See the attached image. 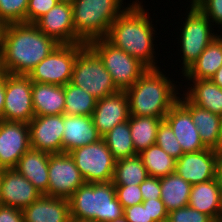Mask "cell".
Wrapping results in <instances>:
<instances>
[{"label":"cell","instance_id":"33","mask_svg":"<svg viewBox=\"0 0 222 222\" xmlns=\"http://www.w3.org/2000/svg\"><path fill=\"white\" fill-rule=\"evenodd\" d=\"M65 110L67 115L92 116L97 99L91 94L73 85L71 82L64 85Z\"/></svg>","mask_w":222,"mask_h":222},{"label":"cell","instance_id":"20","mask_svg":"<svg viewBox=\"0 0 222 222\" xmlns=\"http://www.w3.org/2000/svg\"><path fill=\"white\" fill-rule=\"evenodd\" d=\"M178 100L190 111L193 123L198 129L200 139L206 148L222 150L221 116L192 104L184 95Z\"/></svg>","mask_w":222,"mask_h":222},{"label":"cell","instance_id":"18","mask_svg":"<svg viewBox=\"0 0 222 222\" xmlns=\"http://www.w3.org/2000/svg\"><path fill=\"white\" fill-rule=\"evenodd\" d=\"M129 116V100L125 91L97 100L92 114L94 126L102 137L117 124L128 121Z\"/></svg>","mask_w":222,"mask_h":222},{"label":"cell","instance_id":"48","mask_svg":"<svg viewBox=\"0 0 222 222\" xmlns=\"http://www.w3.org/2000/svg\"><path fill=\"white\" fill-rule=\"evenodd\" d=\"M111 222H128L127 219L122 216V217H119L117 219H115L114 221H111Z\"/></svg>","mask_w":222,"mask_h":222},{"label":"cell","instance_id":"46","mask_svg":"<svg viewBox=\"0 0 222 222\" xmlns=\"http://www.w3.org/2000/svg\"><path fill=\"white\" fill-rule=\"evenodd\" d=\"M217 178L222 185V150L219 151V157L217 162Z\"/></svg>","mask_w":222,"mask_h":222},{"label":"cell","instance_id":"28","mask_svg":"<svg viewBox=\"0 0 222 222\" xmlns=\"http://www.w3.org/2000/svg\"><path fill=\"white\" fill-rule=\"evenodd\" d=\"M191 187L189 182L175 172L160 177L161 200L168 213L189 204Z\"/></svg>","mask_w":222,"mask_h":222},{"label":"cell","instance_id":"8","mask_svg":"<svg viewBox=\"0 0 222 222\" xmlns=\"http://www.w3.org/2000/svg\"><path fill=\"white\" fill-rule=\"evenodd\" d=\"M85 43L59 44L27 75L32 82L64 86L71 82L77 54Z\"/></svg>","mask_w":222,"mask_h":222},{"label":"cell","instance_id":"39","mask_svg":"<svg viewBox=\"0 0 222 222\" xmlns=\"http://www.w3.org/2000/svg\"><path fill=\"white\" fill-rule=\"evenodd\" d=\"M209 20L222 25V0H199L194 4Z\"/></svg>","mask_w":222,"mask_h":222},{"label":"cell","instance_id":"19","mask_svg":"<svg viewBox=\"0 0 222 222\" xmlns=\"http://www.w3.org/2000/svg\"><path fill=\"white\" fill-rule=\"evenodd\" d=\"M164 120L173 130L183 153L206 149L193 123L190 111L179 100L172 106Z\"/></svg>","mask_w":222,"mask_h":222},{"label":"cell","instance_id":"25","mask_svg":"<svg viewBox=\"0 0 222 222\" xmlns=\"http://www.w3.org/2000/svg\"><path fill=\"white\" fill-rule=\"evenodd\" d=\"M35 116L64 114V86L32 82Z\"/></svg>","mask_w":222,"mask_h":222},{"label":"cell","instance_id":"49","mask_svg":"<svg viewBox=\"0 0 222 222\" xmlns=\"http://www.w3.org/2000/svg\"><path fill=\"white\" fill-rule=\"evenodd\" d=\"M69 222H96L92 220H79V219H70Z\"/></svg>","mask_w":222,"mask_h":222},{"label":"cell","instance_id":"16","mask_svg":"<svg viewBox=\"0 0 222 222\" xmlns=\"http://www.w3.org/2000/svg\"><path fill=\"white\" fill-rule=\"evenodd\" d=\"M34 25L59 44L84 43L77 35L73 23L72 4L58 2Z\"/></svg>","mask_w":222,"mask_h":222},{"label":"cell","instance_id":"11","mask_svg":"<svg viewBox=\"0 0 222 222\" xmlns=\"http://www.w3.org/2000/svg\"><path fill=\"white\" fill-rule=\"evenodd\" d=\"M34 116L30 78L27 75L5 73L2 120L29 123Z\"/></svg>","mask_w":222,"mask_h":222},{"label":"cell","instance_id":"1","mask_svg":"<svg viewBox=\"0 0 222 222\" xmlns=\"http://www.w3.org/2000/svg\"><path fill=\"white\" fill-rule=\"evenodd\" d=\"M59 43L45 35L34 24H8L0 50L1 71L12 75H28Z\"/></svg>","mask_w":222,"mask_h":222},{"label":"cell","instance_id":"52","mask_svg":"<svg viewBox=\"0 0 222 222\" xmlns=\"http://www.w3.org/2000/svg\"><path fill=\"white\" fill-rule=\"evenodd\" d=\"M197 1H199V0H192V1L190 2V5H194Z\"/></svg>","mask_w":222,"mask_h":222},{"label":"cell","instance_id":"32","mask_svg":"<svg viewBox=\"0 0 222 222\" xmlns=\"http://www.w3.org/2000/svg\"><path fill=\"white\" fill-rule=\"evenodd\" d=\"M148 176L141 158L136 155L116 160L112 183L114 185H140Z\"/></svg>","mask_w":222,"mask_h":222},{"label":"cell","instance_id":"21","mask_svg":"<svg viewBox=\"0 0 222 222\" xmlns=\"http://www.w3.org/2000/svg\"><path fill=\"white\" fill-rule=\"evenodd\" d=\"M63 124L65 129L62 141L65 153L102 139L94 126L92 116L63 114Z\"/></svg>","mask_w":222,"mask_h":222},{"label":"cell","instance_id":"3","mask_svg":"<svg viewBox=\"0 0 222 222\" xmlns=\"http://www.w3.org/2000/svg\"><path fill=\"white\" fill-rule=\"evenodd\" d=\"M160 68L148 69L125 92L129 100V114L164 119L178 101V88ZM176 88V89H175Z\"/></svg>","mask_w":222,"mask_h":222},{"label":"cell","instance_id":"35","mask_svg":"<svg viewBox=\"0 0 222 222\" xmlns=\"http://www.w3.org/2000/svg\"><path fill=\"white\" fill-rule=\"evenodd\" d=\"M155 144L176 160L184 154L173 130L165 120L158 127Z\"/></svg>","mask_w":222,"mask_h":222},{"label":"cell","instance_id":"23","mask_svg":"<svg viewBox=\"0 0 222 222\" xmlns=\"http://www.w3.org/2000/svg\"><path fill=\"white\" fill-rule=\"evenodd\" d=\"M188 205L217 222L222 212V185L218 178L192 185Z\"/></svg>","mask_w":222,"mask_h":222},{"label":"cell","instance_id":"51","mask_svg":"<svg viewBox=\"0 0 222 222\" xmlns=\"http://www.w3.org/2000/svg\"><path fill=\"white\" fill-rule=\"evenodd\" d=\"M217 222H222V212H221V214H220V216H219Z\"/></svg>","mask_w":222,"mask_h":222},{"label":"cell","instance_id":"27","mask_svg":"<svg viewBox=\"0 0 222 222\" xmlns=\"http://www.w3.org/2000/svg\"><path fill=\"white\" fill-rule=\"evenodd\" d=\"M222 66V39L216 37L183 73L187 79H210Z\"/></svg>","mask_w":222,"mask_h":222},{"label":"cell","instance_id":"50","mask_svg":"<svg viewBox=\"0 0 222 222\" xmlns=\"http://www.w3.org/2000/svg\"><path fill=\"white\" fill-rule=\"evenodd\" d=\"M59 2L72 4L75 0H58Z\"/></svg>","mask_w":222,"mask_h":222},{"label":"cell","instance_id":"37","mask_svg":"<svg viewBox=\"0 0 222 222\" xmlns=\"http://www.w3.org/2000/svg\"><path fill=\"white\" fill-rule=\"evenodd\" d=\"M168 218L172 222H215L209 215L201 213L189 205L171 211Z\"/></svg>","mask_w":222,"mask_h":222},{"label":"cell","instance_id":"6","mask_svg":"<svg viewBox=\"0 0 222 222\" xmlns=\"http://www.w3.org/2000/svg\"><path fill=\"white\" fill-rule=\"evenodd\" d=\"M87 45L99 56L119 91H126L148 70L140 61L115 47L106 38L93 40Z\"/></svg>","mask_w":222,"mask_h":222},{"label":"cell","instance_id":"10","mask_svg":"<svg viewBox=\"0 0 222 222\" xmlns=\"http://www.w3.org/2000/svg\"><path fill=\"white\" fill-rule=\"evenodd\" d=\"M85 183L111 182L116 159L104 139L69 152Z\"/></svg>","mask_w":222,"mask_h":222},{"label":"cell","instance_id":"15","mask_svg":"<svg viewBox=\"0 0 222 222\" xmlns=\"http://www.w3.org/2000/svg\"><path fill=\"white\" fill-rule=\"evenodd\" d=\"M28 124L31 148L50 154L63 153V114L34 116Z\"/></svg>","mask_w":222,"mask_h":222},{"label":"cell","instance_id":"34","mask_svg":"<svg viewBox=\"0 0 222 222\" xmlns=\"http://www.w3.org/2000/svg\"><path fill=\"white\" fill-rule=\"evenodd\" d=\"M29 0H0V19L6 24L26 23Z\"/></svg>","mask_w":222,"mask_h":222},{"label":"cell","instance_id":"17","mask_svg":"<svg viewBox=\"0 0 222 222\" xmlns=\"http://www.w3.org/2000/svg\"><path fill=\"white\" fill-rule=\"evenodd\" d=\"M42 196L15 168L0 170L1 205L24 209Z\"/></svg>","mask_w":222,"mask_h":222},{"label":"cell","instance_id":"30","mask_svg":"<svg viewBox=\"0 0 222 222\" xmlns=\"http://www.w3.org/2000/svg\"><path fill=\"white\" fill-rule=\"evenodd\" d=\"M139 157L151 177H164L174 173L177 160L167 154L157 144L140 152Z\"/></svg>","mask_w":222,"mask_h":222},{"label":"cell","instance_id":"41","mask_svg":"<svg viewBox=\"0 0 222 222\" xmlns=\"http://www.w3.org/2000/svg\"><path fill=\"white\" fill-rule=\"evenodd\" d=\"M124 217L128 222H154L149 219L148 204H138L124 208Z\"/></svg>","mask_w":222,"mask_h":222},{"label":"cell","instance_id":"7","mask_svg":"<svg viewBox=\"0 0 222 222\" xmlns=\"http://www.w3.org/2000/svg\"><path fill=\"white\" fill-rule=\"evenodd\" d=\"M71 83L97 100L119 91L99 56L88 45L76 56Z\"/></svg>","mask_w":222,"mask_h":222},{"label":"cell","instance_id":"24","mask_svg":"<svg viewBox=\"0 0 222 222\" xmlns=\"http://www.w3.org/2000/svg\"><path fill=\"white\" fill-rule=\"evenodd\" d=\"M50 153L28 149L15 169L23 175L42 195L48 196V162Z\"/></svg>","mask_w":222,"mask_h":222},{"label":"cell","instance_id":"26","mask_svg":"<svg viewBox=\"0 0 222 222\" xmlns=\"http://www.w3.org/2000/svg\"><path fill=\"white\" fill-rule=\"evenodd\" d=\"M192 86L183 92L184 96L192 103L203 109L222 116V88L211 79H188Z\"/></svg>","mask_w":222,"mask_h":222},{"label":"cell","instance_id":"4","mask_svg":"<svg viewBox=\"0 0 222 222\" xmlns=\"http://www.w3.org/2000/svg\"><path fill=\"white\" fill-rule=\"evenodd\" d=\"M71 219L111 222L124 216L111 182L84 183L69 198Z\"/></svg>","mask_w":222,"mask_h":222},{"label":"cell","instance_id":"47","mask_svg":"<svg viewBox=\"0 0 222 222\" xmlns=\"http://www.w3.org/2000/svg\"><path fill=\"white\" fill-rule=\"evenodd\" d=\"M6 24L0 19V50L3 42V34L5 30Z\"/></svg>","mask_w":222,"mask_h":222},{"label":"cell","instance_id":"12","mask_svg":"<svg viewBox=\"0 0 222 222\" xmlns=\"http://www.w3.org/2000/svg\"><path fill=\"white\" fill-rule=\"evenodd\" d=\"M48 196L69 199L85 183L69 153L49 155Z\"/></svg>","mask_w":222,"mask_h":222},{"label":"cell","instance_id":"29","mask_svg":"<svg viewBox=\"0 0 222 222\" xmlns=\"http://www.w3.org/2000/svg\"><path fill=\"white\" fill-rule=\"evenodd\" d=\"M163 120L156 117L129 116L131 137L137 154L155 144L158 127Z\"/></svg>","mask_w":222,"mask_h":222},{"label":"cell","instance_id":"22","mask_svg":"<svg viewBox=\"0 0 222 222\" xmlns=\"http://www.w3.org/2000/svg\"><path fill=\"white\" fill-rule=\"evenodd\" d=\"M24 222H69V199L42 195L22 209Z\"/></svg>","mask_w":222,"mask_h":222},{"label":"cell","instance_id":"2","mask_svg":"<svg viewBox=\"0 0 222 222\" xmlns=\"http://www.w3.org/2000/svg\"><path fill=\"white\" fill-rule=\"evenodd\" d=\"M142 2L133 1L111 24L105 37L115 47L140 61L148 69L159 68L155 61L154 26ZM155 55V56H154Z\"/></svg>","mask_w":222,"mask_h":222},{"label":"cell","instance_id":"43","mask_svg":"<svg viewBox=\"0 0 222 222\" xmlns=\"http://www.w3.org/2000/svg\"><path fill=\"white\" fill-rule=\"evenodd\" d=\"M0 222H24L22 210L0 205Z\"/></svg>","mask_w":222,"mask_h":222},{"label":"cell","instance_id":"13","mask_svg":"<svg viewBox=\"0 0 222 222\" xmlns=\"http://www.w3.org/2000/svg\"><path fill=\"white\" fill-rule=\"evenodd\" d=\"M30 148L28 123L0 120V170L15 168Z\"/></svg>","mask_w":222,"mask_h":222},{"label":"cell","instance_id":"9","mask_svg":"<svg viewBox=\"0 0 222 222\" xmlns=\"http://www.w3.org/2000/svg\"><path fill=\"white\" fill-rule=\"evenodd\" d=\"M189 13L180 30V51L183 53L182 74L198 59L205 48L219 35L211 29L210 20L195 6L190 5ZM213 32V33H212Z\"/></svg>","mask_w":222,"mask_h":222},{"label":"cell","instance_id":"38","mask_svg":"<svg viewBox=\"0 0 222 222\" xmlns=\"http://www.w3.org/2000/svg\"><path fill=\"white\" fill-rule=\"evenodd\" d=\"M59 1L58 0H29L26 11V23L34 24L39 18L44 16Z\"/></svg>","mask_w":222,"mask_h":222},{"label":"cell","instance_id":"5","mask_svg":"<svg viewBox=\"0 0 222 222\" xmlns=\"http://www.w3.org/2000/svg\"><path fill=\"white\" fill-rule=\"evenodd\" d=\"M122 2L123 0H75L72 8L76 35L85 44L105 38L111 24L127 8L123 7Z\"/></svg>","mask_w":222,"mask_h":222},{"label":"cell","instance_id":"44","mask_svg":"<svg viewBox=\"0 0 222 222\" xmlns=\"http://www.w3.org/2000/svg\"><path fill=\"white\" fill-rule=\"evenodd\" d=\"M5 102V73L0 72V120H2V112Z\"/></svg>","mask_w":222,"mask_h":222},{"label":"cell","instance_id":"36","mask_svg":"<svg viewBox=\"0 0 222 222\" xmlns=\"http://www.w3.org/2000/svg\"><path fill=\"white\" fill-rule=\"evenodd\" d=\"M116 198L123 208L138 205L143 202L140 185H114Z\"/></svg>","mask_w":222,"mask_h":222},{"label":"cell","instance_id":"45","mask_svg":"<svg viewBox=\"0 0 222 222\" xmlns=\"http://www.w3.org/2000/svg\"><path fill=\"white\" fill-rule=\"evenodd\" d=\"M217 86L222 88V66L217 72L210 78Z\"/></svg>","mask_w":222,"mask_h":222},{"label":"cell","instance_id":"14","mask_svg":"<svg viewBox=\"0 0 222 222\" xmlns=\"http://www.w3.org/2000/svg\"><path fill=\"white\" fill-rule=\"evenodd\" d=\"M219 151L206 148L184 153L177 159L175 173L191 185L217 178Z\"/></svg>","mask_w":222,"mask_h":222},{"label":"cell","instance_id":"42","mask_svg":"<svg viewBox=\"0 0 222 222\" xmlns=\"http://www.w3.org/2000/svg\"><path fill=\"white\" fill-rule=\"evenodd\" d=\"M142 204H148L149 219L154 222H165L168 219V212L161 199L144 200Z\"/></svg>","mask_w":222,"mask_h":222},{"label":"cell","instance_id":"40","mask_svg":"<svg viewBox=\"0 0 222 222\" xmlns=\"http://www.w3.org/2000/svg\"><path fill=\"white\" fill-rule=\"evenodd\" d=\"M140 191L144 200L161 199L160 178L148 176L141 184Z\"/></svg>","mask_w":222,"mask_h":222},{"label":"cell","instance_id":"31","mask_svg":"<svg viewBox=\"0 0 222 222\" xmlns=\"http://www.w3.org/2000/svg\"><path fill=\"white\" fill-rule=\"evenodd\" d=\"M102 138L116 160L138 155L135 152L128 121L117 124Z\"/></svg>","mask_w":222,"mask_h":222},{"label":"cell","instance_id":"53","mask_svg":"<svg viewBox=\"0 0 222 222\" xmlns=\"http://www.w3.org/2000/svg\"><path fill=\"white\" fill-rule=\"evenodd\" d=\"M165 222H172L169 218Z\"/></svg>","mask_w":222,"mask_h":222}]
</instances>
